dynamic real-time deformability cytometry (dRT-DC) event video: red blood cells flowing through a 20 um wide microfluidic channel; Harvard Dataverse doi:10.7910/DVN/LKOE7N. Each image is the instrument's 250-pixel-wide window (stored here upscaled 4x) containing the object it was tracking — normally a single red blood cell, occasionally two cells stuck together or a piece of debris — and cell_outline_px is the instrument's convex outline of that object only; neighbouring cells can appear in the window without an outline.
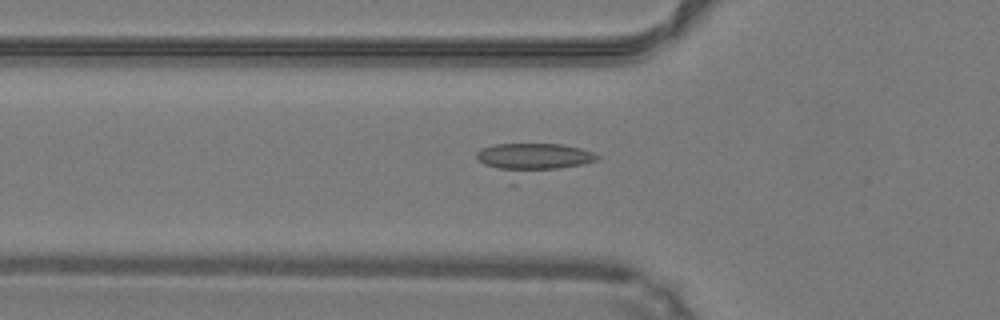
{"species": "common noctule bat (a hibernating species)", "species_latin": "Nyctalus noctula", "temperature_condition": "warm", "stored_images_in_passage": 35, "camera_frame_rate_fps": 3000, "um_per_image_px": 0.085, "animal": {"sex": "male", "body_mass_g": 19.2, "forearm_length_mm": 51.8}, "frame": {"image": 1, "passage_image": 3, "time_ms": 0.667, "image_size_px": [1000, 320], "cell_outline_px": [[600, 156], [596, 160], [512, 188], [484, 164], [476, 156], [476, 152], [480, 148], [492, 144], [564, 144], [580, 148], [592, 152]], "centroid_in_image_um": [45.2, 13.66], "position_along_channel_um": 80.6, "area_um2": 24.33}}
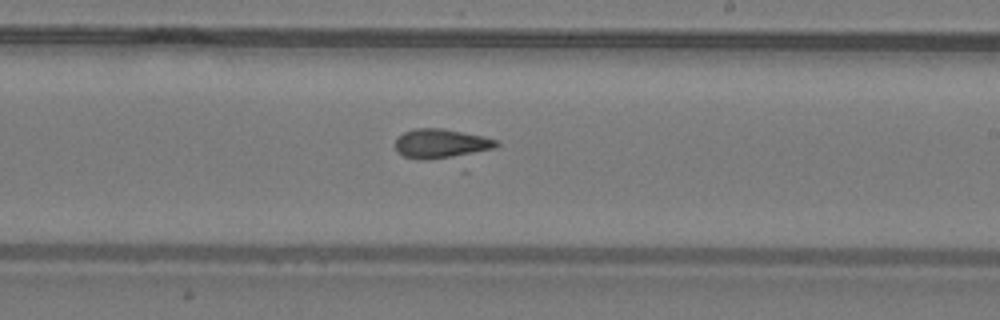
{"frame": {"image": 2, "passage_image": 15, "time_ms": 4.667, "image_size_px": [1000, 320], "cell_outline_px": [[500, 144], [496, 148], [464, 156], [424, 160], [420, 160], [404, 156], [396, 148], [396, 136], [404, 132], [416, 128], [444, 128], [484, 136], [500, 140]], "centroid_in_image_um": [37.56, 12.2], "position_along_channel_um": 251.4, "area_um2": 17.69}}
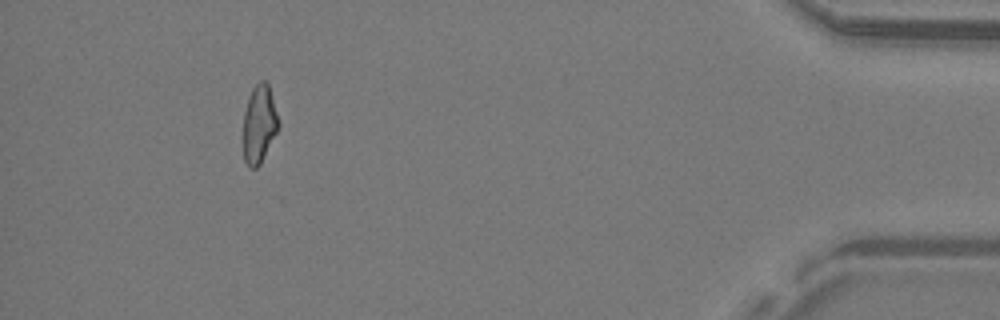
{"frame": {"image": 3, "passage_image": 31, "time_ms": 10.0, "image_size_px": [1000, 320], "cell_outline_px": [[280, 124], [260, 164], [256, 168], [248, 168], [244, 160], [240, 140], [244, 112], [248, 96], [252, 88], [260, 80], [268, 80]], "centroid_in_image_um": [21.97, 10.55], "position_along_channel_um": 413.2, "area_um2": 16.76}}